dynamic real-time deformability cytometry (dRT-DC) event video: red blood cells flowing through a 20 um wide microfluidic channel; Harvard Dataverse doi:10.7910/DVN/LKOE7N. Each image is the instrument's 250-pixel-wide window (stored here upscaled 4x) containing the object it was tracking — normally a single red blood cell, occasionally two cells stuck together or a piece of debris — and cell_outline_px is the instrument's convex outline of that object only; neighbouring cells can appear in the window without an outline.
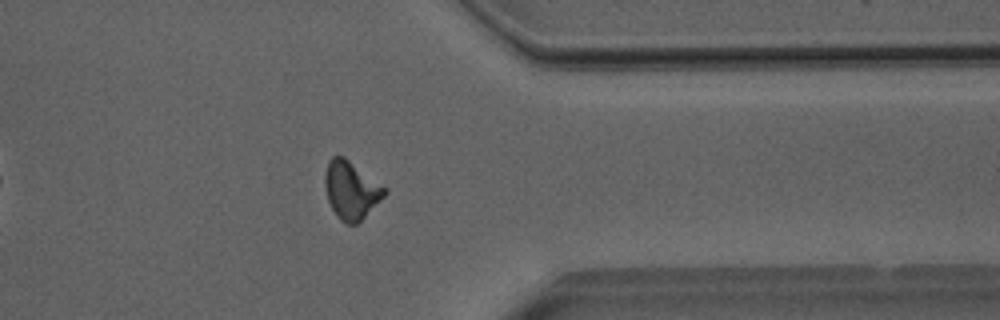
{"species": "Egyptian fruit bat (a non-hibernating species)", "species_latin": "Rousettus aegyptiacus", "temperature_condition": "room temperature", "stored_images_in_passage": 39, "segment_of_instrument_passage": [1, 2], "camera_frame_rate_fps": 3000, "um_per_image_px": 0.085, "animal": {"sex": "male"}, "frame": {"image": 1, "passage_image": 28, "time_ms": 9.0, "image_size_px": [1000, 320], "cell_outline_px": [[388, 192], [356, 224], [344, 224], [336, 216], [328, 200], [324, 184], [324, 176], [328, 160], [332, 156], [344, 156], [388, 188]], "centroid_in_image_um": [29.84, 16.14], "position_along_channel_um": 381.6, "area_um2": 20.17}}